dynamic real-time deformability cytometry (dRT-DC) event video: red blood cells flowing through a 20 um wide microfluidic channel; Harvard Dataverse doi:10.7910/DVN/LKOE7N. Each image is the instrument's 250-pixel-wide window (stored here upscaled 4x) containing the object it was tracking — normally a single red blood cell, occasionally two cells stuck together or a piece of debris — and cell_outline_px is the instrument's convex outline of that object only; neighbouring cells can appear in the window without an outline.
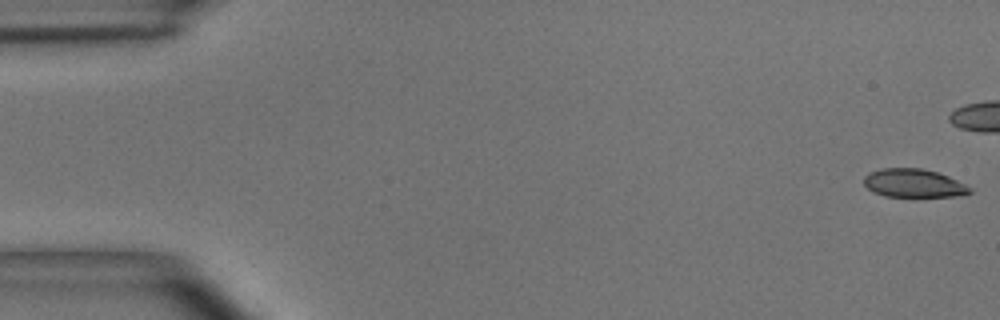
{"species": "common noctule bat (a hibernating species)", "species_latin": "Nyctalus noctula", "temperature_condition": "room temperature", "stored_images_in_passage": 39, "camera_frame_rate_fps": 3000, "um_per_image_px": 0.085, "animal": {"sex": "male", "body_mass_g": 15.6}, "frame": {"image": 1, "passage_image": 1, "time_ms": 0.0, "image_size_px": [1000, 320], "cell_outline_px": [[972, 192], [964, 196], [884, 196], [872, 192], [864, 184], [864, 176], [868, 172], [884, 168], [920, 168], [936, 172], [948, 176], [972, 188]], "centroid_in_image_um": [77.65, 15.57], "position_along_channel_um": 7.3, "area_um2": 17.51}}
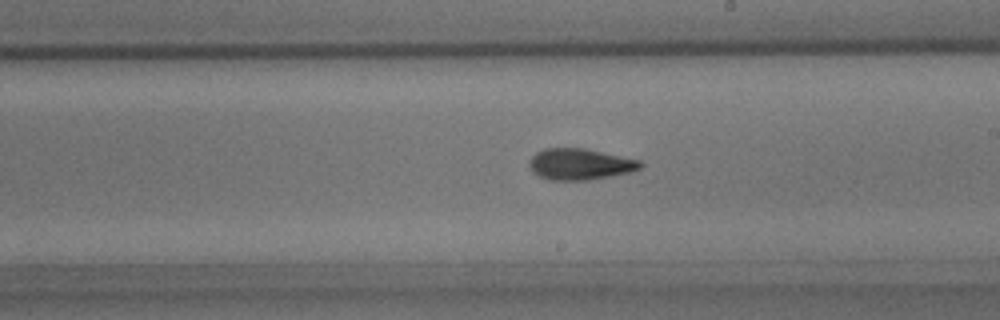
{"frame": {"image": 2, "passage_image": 28, "time_ms": 9.0, "image_size_px": [1000, 320], "cell_outline_px": [[644, 164], [640, 168], [628, 172], [612, 176], [588, 180], [548, 180], [532, 172], [528, 164], [532, 156], [536, 152], [544, 148], [580, 148], [640, 160]], "centroid_in_image_um": [49.26, 13.96], "position_along_channel_um": 239.7, "area_um2": 20.06}}